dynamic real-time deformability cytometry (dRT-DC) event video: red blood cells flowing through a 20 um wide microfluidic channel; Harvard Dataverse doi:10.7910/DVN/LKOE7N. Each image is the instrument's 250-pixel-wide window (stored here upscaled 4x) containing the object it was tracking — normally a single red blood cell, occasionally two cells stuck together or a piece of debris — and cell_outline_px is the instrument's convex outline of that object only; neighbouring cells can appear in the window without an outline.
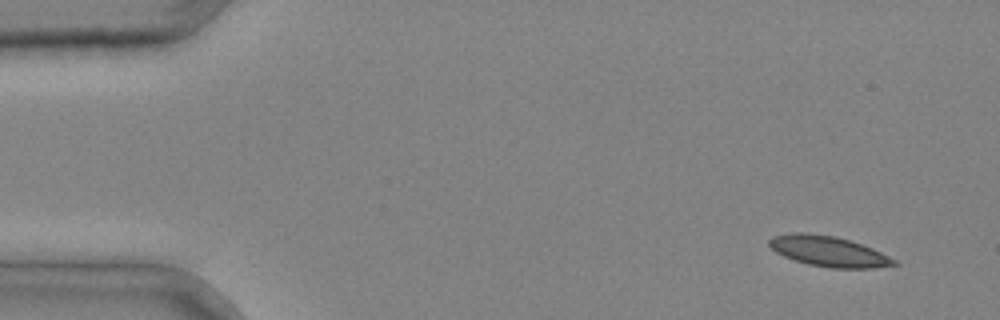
{"species": "common noctule bat (a hibernating species)", "species_latin": "Nyctalus noctula", "temperature_condition": "cold", "stored_images_in_passage": 4, "camera_frame_rate_fps": 3000, "um_per_image_px": 0.085, "animal": {"sex": "male", "body_mass_g": 20.4}, "frame": {"image": 1, "passage_image": 1, "time_ms": 0.0, "image_size_px": [1000, 320], "cell_outline_px": [[900, 264], [876, 268], [828, 268], [808, 264], [784, 256], [776, 252], [768, 244], [768, 240], [772, 236], [796, 232], [808, 232], [836, 236], [872, 248], [896, 260]], "centroid_in_image_um": [70.42, 21.36], "position_along_channel_um": 14.6, "area_um2": 22.14}}
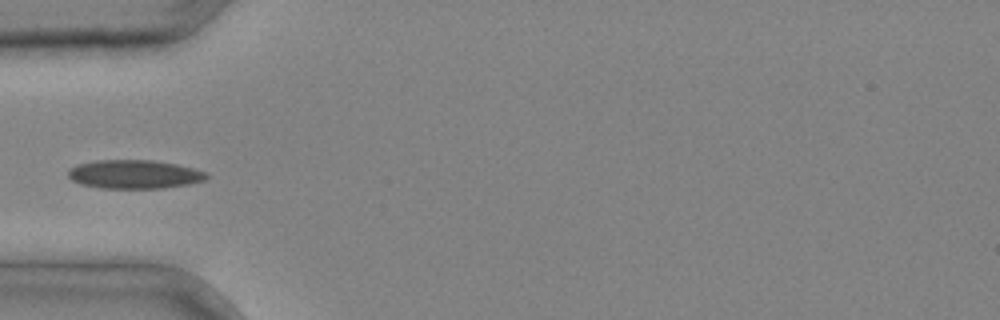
{"frame": {"image": 2, "passage_image": 4, "time_ms": 1.0, "image_size_px": [1000, 320], "cell_outline_px": [[208, 176], [204, 180], [188, 184], [160, 188], [100, 188], [80, 184], [72, 180], [68, 176], [68, 168], [76, 164], [96, 160], [152, 160], [176, 164], [208, 172]], "centroid_in_image_um": [11.37, 14.81], "position_along_channel_um": 73.6, "area_um2": 23.18}}